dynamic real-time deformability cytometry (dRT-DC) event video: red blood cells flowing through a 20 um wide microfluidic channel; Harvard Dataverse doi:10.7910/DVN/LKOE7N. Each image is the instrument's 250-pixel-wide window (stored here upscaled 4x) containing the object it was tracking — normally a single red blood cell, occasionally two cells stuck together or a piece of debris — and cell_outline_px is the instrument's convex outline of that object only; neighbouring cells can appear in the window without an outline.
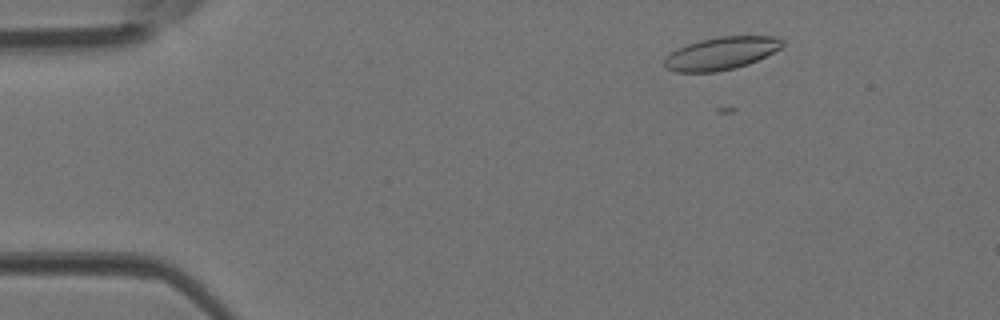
{"species": "Egyptian fruit bat (a non-hibernating species)", "species_latin": "Rousettus aegyptiacus", "temperature_condition": "room temperature", "stored_images_in_passage": 44, "camera_frame_rate_fps": 3000, "um_per_image_px": 0.085, "animal": {"sex": "female"}, "frame": {"image": 1, "passage_image": 5, "time_ms": 1.333, "image_size_px": [1000, 320], "cell_outline_px": [[784, 44], [780, 48], [748, 64], [736, 68], [716, 72], [672, 72], [664, 68], [664, 60], [676, 48], [700, 40], [720, 36], [776, 36], [784, 40]], "centroid_in_image_um": [61.28, 4.54], "position_along_channel_um": 23.7, "area_um2": 22.48}}
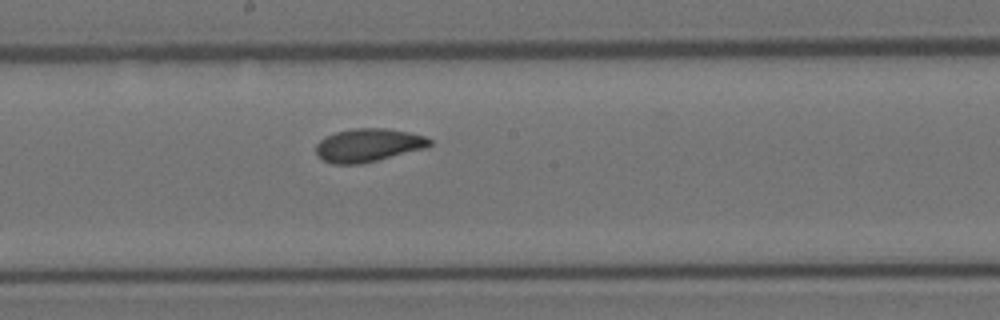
{"frame": {"image": 2, "passage_image": 23, "time_ms": 7.333, "image_size_px": [1000, 320], "cell_outline_px": [[432, 144], [428, 148], [360, 164], [332, 164], [324, 160], [316, 152], [316, 144], [320, 140], [336, 132], [352, 128], [388, 128], [408, 132], [424, 136], [432, 140]], "centroid_in_image_um": [31.34, 12.34], "position_along_channel_um": 216.9, "area_um2": 22.02}}
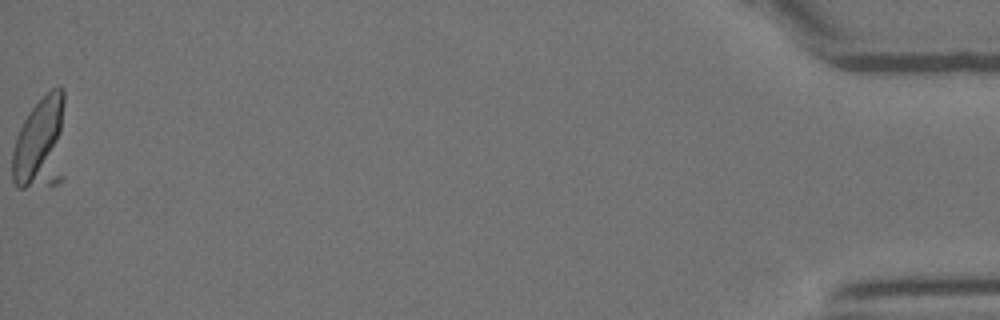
{"frame": {"image": 3, "passage_image": 44, "time_ms": 14.333, "image_size_px": [1000, 320], "cell_outline_px": [[64, 180], [56, 184], [24, 188], [20, 188], [12, 180], [12, 152], [16, 136], [28, 112], [52, 88], [60, 84], [64, 88]], "centroid_in_image_um": [3.49, 12.19], "position_along_channel_um": 431.7, "area_um2": 29.88}}